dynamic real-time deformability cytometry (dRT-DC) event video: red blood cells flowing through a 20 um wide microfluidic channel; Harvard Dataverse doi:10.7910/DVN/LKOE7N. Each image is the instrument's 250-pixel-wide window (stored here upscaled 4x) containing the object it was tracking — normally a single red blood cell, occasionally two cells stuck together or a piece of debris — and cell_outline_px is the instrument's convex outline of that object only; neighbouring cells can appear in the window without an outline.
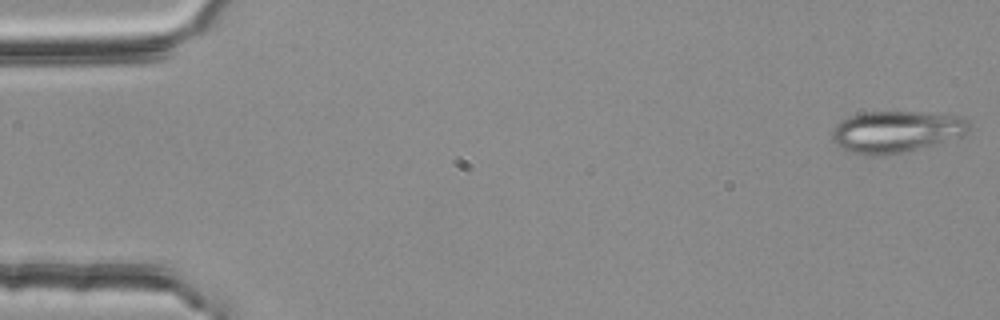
{"species": "common noctule bat (a hibernating species)", "species_latin": "Nyctalus noctula", "temperature_condition": "room temperature", "stored_images_in_passage": 54, "camera_frame_rate_fps": 3000, "um_per_image_px": 0.085, "animal": {"sex": "female", "body_mass_g": 25.1}, "frame": {"image": 1, "passage_image": 1, "time_ms": 0.0, "image_size_px": [1000, 320], "cell_outline_px": [[972, 124], [968, 132], [964, 136], [884, 156], [872, 156], [848, 152], [840, 148], [832, 140], [832, 128], [840, 120], [848, 116], [864, 112], [920, 112], [960, 116], [968, 120]], "centroid_in_image_um": [76.14, 11.18], "position_along_channel_um": 8.9, "area_um2": 33.41}}
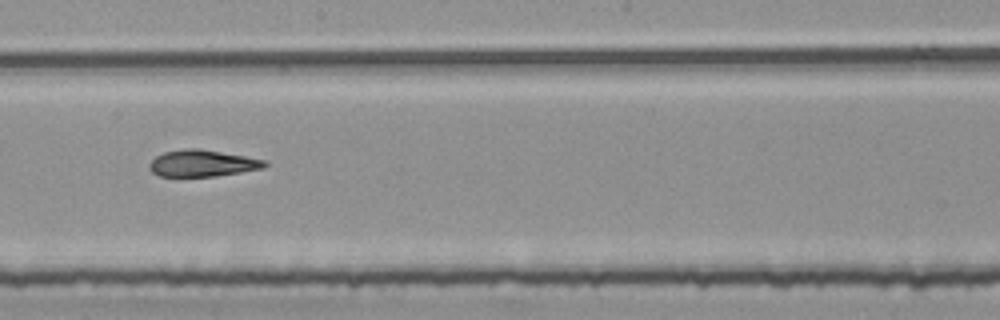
{"frame": {"image": 2, "passage_image": 30, "time_ms": 9.667, "image_size_px": [1000, 320], "cell_outline_px": [[268, 164], [264, 168], [216, 176], [160, 176], [152, 172], [148, 168], [148, 164], [156, 156], [164, 152], [184, 148], [196, 148], [268, 160]], "centroid_in_image_um": [17.2, 13.88], "position_along_channel_um": 231.0, "area_um2": 17.86}}
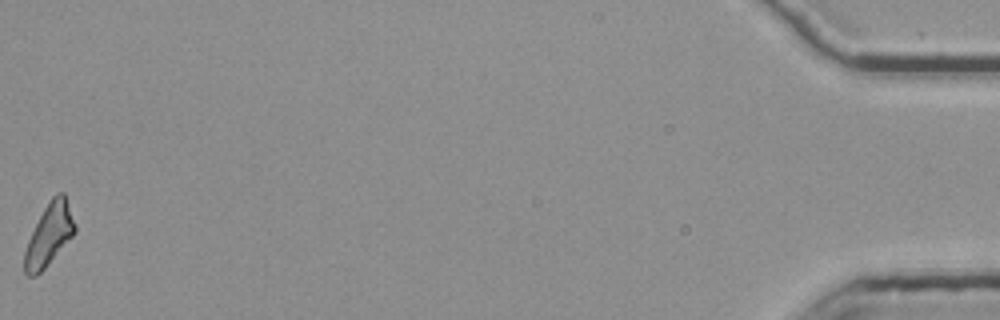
{"frame": {"image": 3, "passage_image": 54, "time_ms": 17.667, "image_size_px": [1000, 320], "cell_outline_px": [[76, 232], [44, 268], [36, 276], [28, 276], [24, 272], [24, 252], [28, 240], [44, 208], [52, 196], [56, 192], [64, 192], [76, 228]], "centroid_in_image_um": [4.17, 19.94], "position_along_channel_um": 431.0, "area_um2": 17.8}, "authors_computed_cell_mechanics": {"area_um2": 18.496, "velocity_mm_per_s": 3.7913, "shape_relaxation_time_tau1_ms": null, "shape_relaxation_time_tau2_ms": 3.6172, "deformation_change_tau1": null, "deformation_change_tau2": 0.1261}}